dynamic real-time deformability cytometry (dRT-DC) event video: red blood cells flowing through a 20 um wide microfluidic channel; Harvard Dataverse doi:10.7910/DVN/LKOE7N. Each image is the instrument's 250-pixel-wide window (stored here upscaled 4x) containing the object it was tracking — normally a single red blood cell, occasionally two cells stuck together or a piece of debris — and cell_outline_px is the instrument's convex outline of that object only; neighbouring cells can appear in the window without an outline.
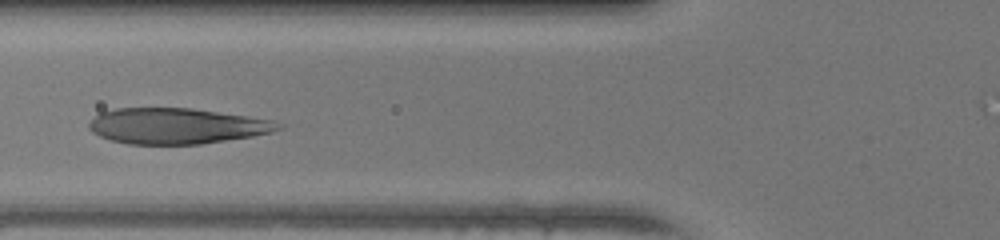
{"species": "human", "species_latin": "Homo sapiens", "temperature_condition": "warm", "stored_images_in_passage": 20, "camera_frame_rate_fps": 3000, "um_per_image_px": 0.085, "donor": {"sex": "female"}, "frame": {"image": 1, "passage_image": 9, "time_ms": 2.667, "image_size_px": [1000, 240], "cell_outline_px": [[284, 124], [280, 128], [272, 132], [252, 136], [200, 144], [128, 144], [112, 140], [100, 136], [92, 132], [88, 128], [88, 124], [100, 112], [116, 108], [192, 108], [248, 116], [272, 120]], "centroid_in_image_um": [15.01, 10.7], "position_along_channel_um": 110.8, "area_um2": 39.3}}
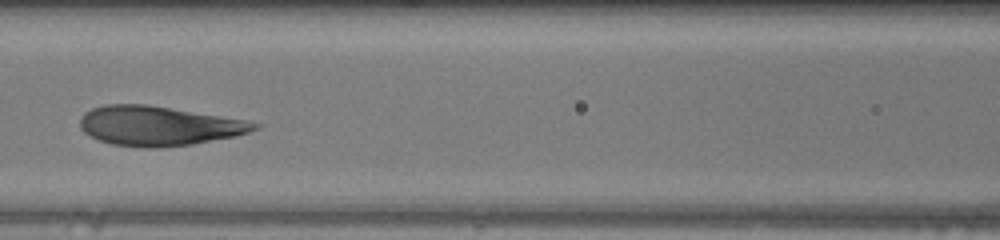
{"frame": {"image": 2, "passage_image": 12, "time_ms": 3.667, "image_size_px": [1000, 240], "cell_outline_px": [[260, 128], [236, 136], [192, 144], [156, 148], [140, 148], [112, 144], [100, 140], [84, 132], [80, 128], [80, 116], [84, 112], [92, 108], [104, 104], [148, 104], [244, 120], [260, 124]], "centroid_in_image_um": [13.44, 10.7], "position_along_channel_um": 153.2, "area_um2": 40.11}}
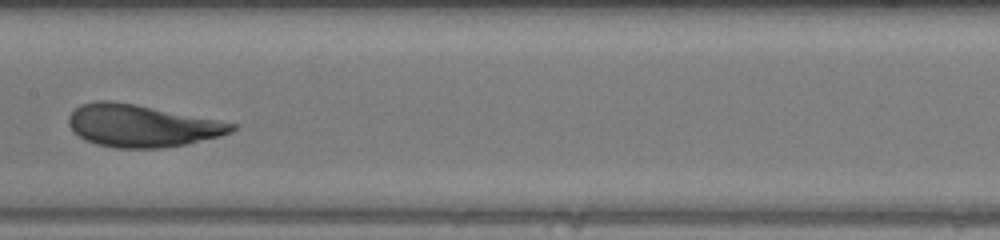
{"frame": {"image": 3, "passage_image": 15, "time_ms": 4.667, "image_size_px": [1000, 240], "cell_outline_px": [[240, 124], [236, 128], [220, 136], [188, 144], [160, 148], [116, 148], [96, 144], [84, 140], [68, 124], [68, 116], [80, 104], [96, 100], [112, 100], [136, 104]], "centroid_in_image_um": [12.04, 10.68], "position_along_channel_um": 195.4, "area_um2": 40.29}}